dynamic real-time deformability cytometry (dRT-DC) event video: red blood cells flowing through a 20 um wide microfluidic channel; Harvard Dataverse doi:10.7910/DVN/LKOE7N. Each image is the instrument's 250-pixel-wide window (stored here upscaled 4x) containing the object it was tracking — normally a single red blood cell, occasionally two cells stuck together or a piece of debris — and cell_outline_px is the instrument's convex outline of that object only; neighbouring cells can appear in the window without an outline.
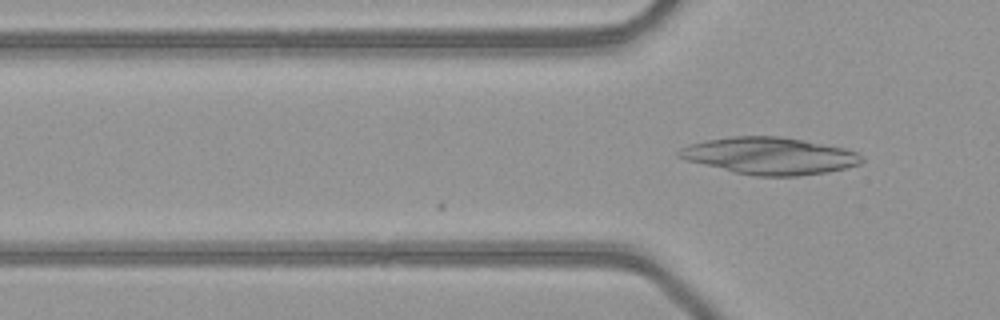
{"species": "common noctule bat (a hibernating species)", "species_latin": "Nyctalus noctula", "temperature_condition": "warm", "stored_images_in_passage": 16, "camera_frame_rate_fps": 3000, "um_per_image_px": 0.085, "animal": {"sex": "female", "body_mass_g": 21.9}, "frame": {"image": 1, "passage_image": 16, "time_ms": 5.0, "image_size_px": [1000, 320], "cell_outline_px": [[864, 160], [860, 164], [848, 168], [828, 172], [800, 176], [756, 176], [736, 172], [688, 160], [676, 156], [676, 152], [680, 148], [688, 144], [708, 140], [732, 136], [780, 136], [804, 140], [844, 148], [856, 152], [864, 156]], "centroid_in_image_um": [65.47, 13.24], "position_along_channel_um": 60.3, "area_um2": 39.36}}